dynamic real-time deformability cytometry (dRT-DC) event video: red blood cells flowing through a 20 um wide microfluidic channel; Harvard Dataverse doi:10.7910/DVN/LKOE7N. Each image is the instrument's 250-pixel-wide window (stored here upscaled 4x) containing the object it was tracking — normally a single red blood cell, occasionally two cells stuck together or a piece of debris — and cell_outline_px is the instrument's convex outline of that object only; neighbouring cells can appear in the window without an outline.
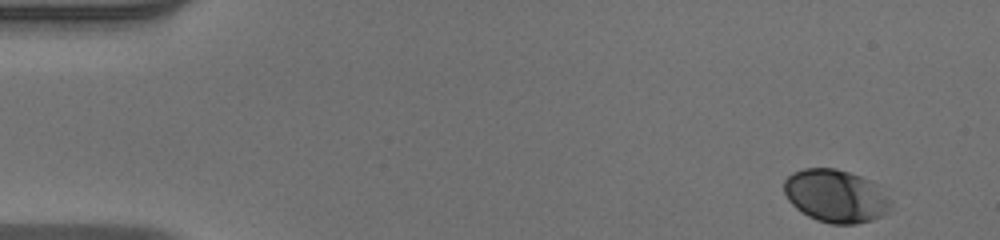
{"species": "human", "species_latin": "Homo sapiens", "temperature_condition": "warm", "stored_images_in_passage": 50, "camera_frame_rate_fps": 3000, "um_per_image_px": 0.085, "donor": {"sex": "male"}, "frame": {"image": 1, "passage_image": 1, "time_ms": 0.0, "image_size_px": [1000, 240], "cell_outline_px": [[892, 204], [888, 212], [872, 220], [856, 224], [832, 224], [816, 220], [800, 212], [788, 200], [784, 192], [784, 180], [792, 172], [804, 168], [836, 168], [860, 176], [876, 184], [892, 200]], "centroid_in_image_um": [71.03, 16.66], "position_along_channel_um": 14.0, "area_um2": 33.06}}
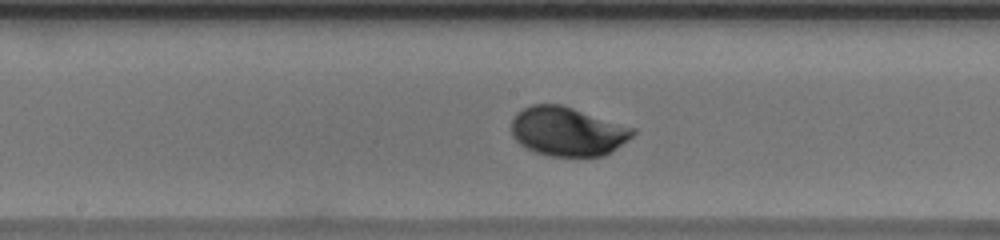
{"frame": {"image": 2, "passage_image": 25, "time_ms": 8.0, "image_size_px": [1000, 240], "cell_outline_px": [[636, 132], [628, 140], [604, 156], [548, 156], [524, 148], [512, 136], [512, 120], [516, 112], [532, 104], [560, 104], [636, 128]], "centroid_in_image_um": [48.23, 11.17], "position_along_channel_um": 200.0, "area_um2": 34.74}}
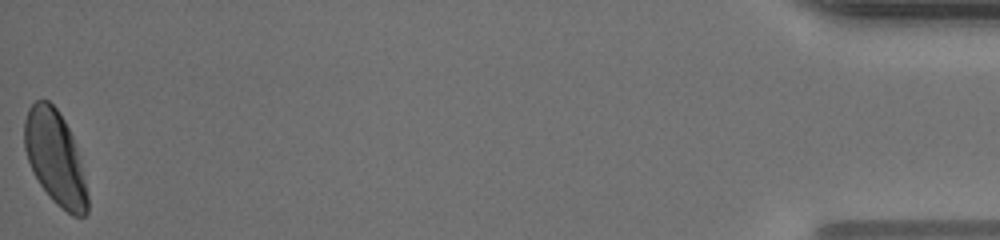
{"frame": {"image": 3, "passage_image": 50, "time_ms": 16.333, "image_size_px": [1000, 240], "cell_outline_px": [[88, 212], [84, 216], [72, 216], [60, 208], [48, 196], [32, 172], [24, 148], [24, 120], [28, 108], [36, 100], [48, 100], [56, 108], [64, 120], [72, 136], [80, 160], [88, 192]], "centroid_in_image_um": [4.68, 13.44], "position_along_channel_um": 430.5, "area_um2": 34.62}, "authors_computed_cell_mechanics": {"area_um2": 33.4373, "velocity_mm_per_s": 3.9254, "shape_relaxation_time_tau1_ms": 2.1241, "shape_relaxation_time_tau2_ms": null, "deformation_change_tau1": 0.1166, "deformation_change_tau2": null}}